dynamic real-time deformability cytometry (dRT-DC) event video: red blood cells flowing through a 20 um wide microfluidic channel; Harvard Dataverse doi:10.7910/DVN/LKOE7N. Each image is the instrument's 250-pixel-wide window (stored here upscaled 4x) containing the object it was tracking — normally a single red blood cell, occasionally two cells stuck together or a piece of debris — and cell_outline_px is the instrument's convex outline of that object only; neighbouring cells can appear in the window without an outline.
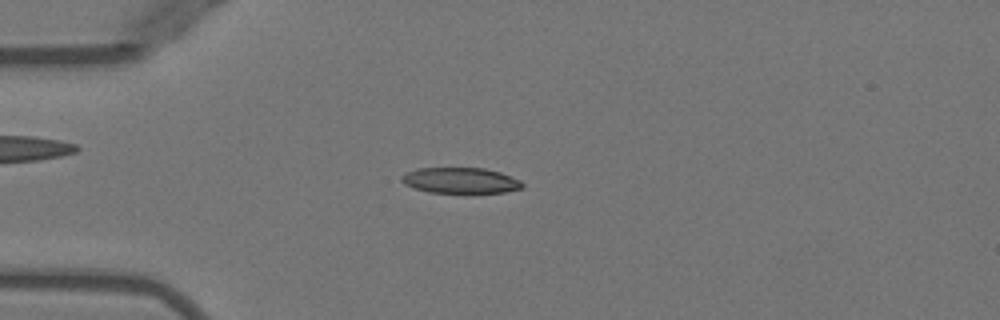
{"species": "Egyptian fruit bat (a non-hibernating species)", "species_latin": "Rousettus aegyptiacus", "temperature_condition": "warm", "stored_images_in_passage": 48, "camera_frame_rate_fps": 3000, "um_per_image_px": 0.085, "animal": {"sex": "female"}, "frame": {"image": 1, "passage_image": 11, "time_ms": 3.333, "image_size_px": [1000, 320], "cell_outline_px": [[524, 188], [504, 192], [428, 192], [404, 184], [400, 180], [400, 176], [416, 168], [484, 168], [500, 172], [520, 180], [524, 184]], "centroid_in_image_um": [39.14, 15.33], "position_along_channel_um": 45.9, "area_um2": 17.98}}
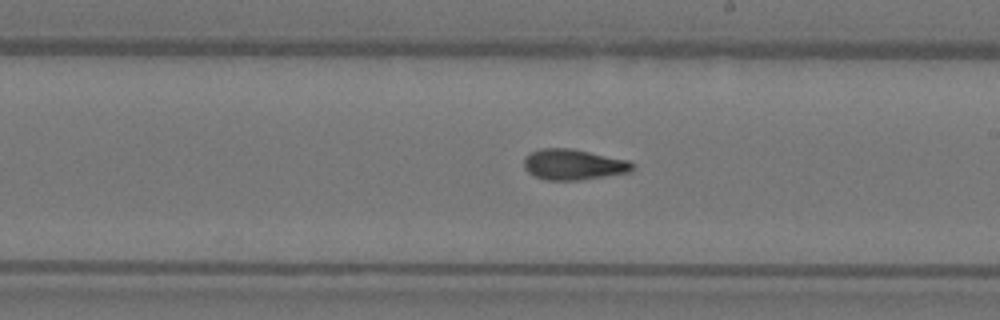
{"frame": {"image": 2, "passage_image": 27, "time_ms": 8.667, "image_size_px": [1000, 320], "cell_outline_px": [[632, 172], [580, 180], [544, 180], [528, 172], [524, 168], [524, 160], [532, 152], [540, 148], [572, 148], [628, 160], [632, 164]], "centroid_in_image_um": [48.74, 13.99], "position_along_channel_um": 240.3, "area_um2": 19.31}}
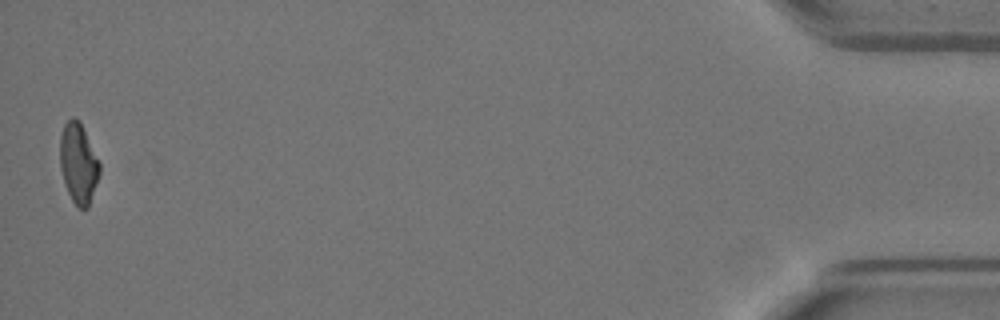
{"frame": {"image": 3, "passage_image": 48, "time_ms": 15.667, "image_size_px": [1000, 320], "cell_outline_px": [[100, 172], [88, 208], [76, 208], [64, 184], [60, 168], [60, 136], [64, 124], [72, 116], [80, 120], [100, 164]], "centroid_in_image_um": [6.65, 13.88], "position_along_channel_um": 428.6, "area_um2": 18.55}, "authors_computed_cell_mechanics": {"area_um2": 18.9295, "velocity_mm_per_s": 3.9886, "shape_relaxation_time_tau1_ms": null, "shape_relaxation_time_tau2_ms": 2.291, "deformation_change_tau1": null, "deformation_change_tau2": 0.0868}}